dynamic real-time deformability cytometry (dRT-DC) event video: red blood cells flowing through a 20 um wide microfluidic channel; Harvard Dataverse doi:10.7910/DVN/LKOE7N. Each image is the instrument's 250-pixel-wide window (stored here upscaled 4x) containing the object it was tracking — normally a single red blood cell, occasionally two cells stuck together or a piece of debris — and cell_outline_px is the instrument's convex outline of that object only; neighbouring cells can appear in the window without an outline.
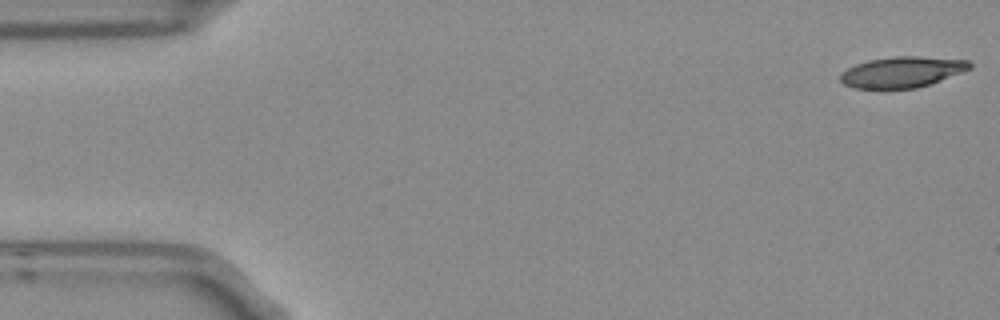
{"species": "Egyptian fruit bat (a non-hibernating species)", "species_latin": "Rousettus aegyptiacus", "temperature_condition": "room temperature", "stored_images_in_passage": 5, "camera_frame_rate_fps": 3000, "um_per_image_px": 0.085, "frame": {"image": 1, "passage_image": 1, "time_ms": 0.0, "image_size_px": [1000, 320], "cell_outline_px": [[972, 68], [940, 80], [916, 88], [856, 88], [844, 84], [840, 80], [840, 72], [856, 64], [868, 60], [896, 56], [916, 56], [968, 60], [972, 64]], "centroid_in_image_um": [76.66, 6.11], "position_along_channel_um": 8.3, "area_um2": 23.0}}
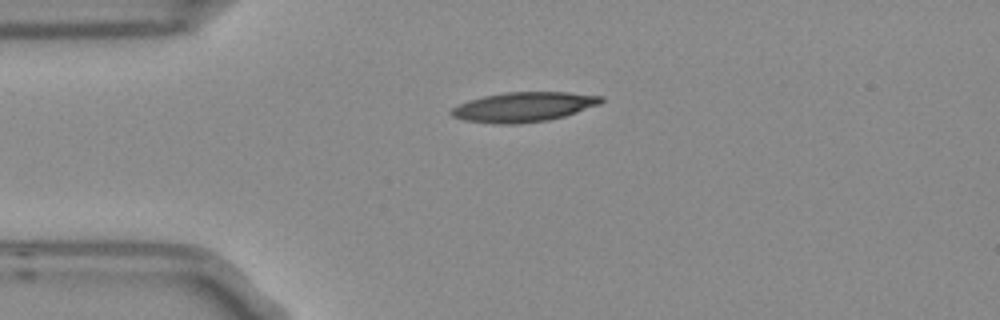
{"frame": {"image": 2, "passage_image": 4, "time_ms": 1.0, "image_size_px": [1000, 320], "cell_outline_px": [[604, 100], [600, 104], [564, 116], [548, 120], [520, 124], [496, 124], [464, 120], [452, 116], [448, 112], [452, 108], [468, 100], [484, 96], [508, 92], [568, 92], [604, 96]], "centroid_in_image_um": [44.51, 9.09], "position_along_channel_um": 40.5, "area_um2": 25.95}}